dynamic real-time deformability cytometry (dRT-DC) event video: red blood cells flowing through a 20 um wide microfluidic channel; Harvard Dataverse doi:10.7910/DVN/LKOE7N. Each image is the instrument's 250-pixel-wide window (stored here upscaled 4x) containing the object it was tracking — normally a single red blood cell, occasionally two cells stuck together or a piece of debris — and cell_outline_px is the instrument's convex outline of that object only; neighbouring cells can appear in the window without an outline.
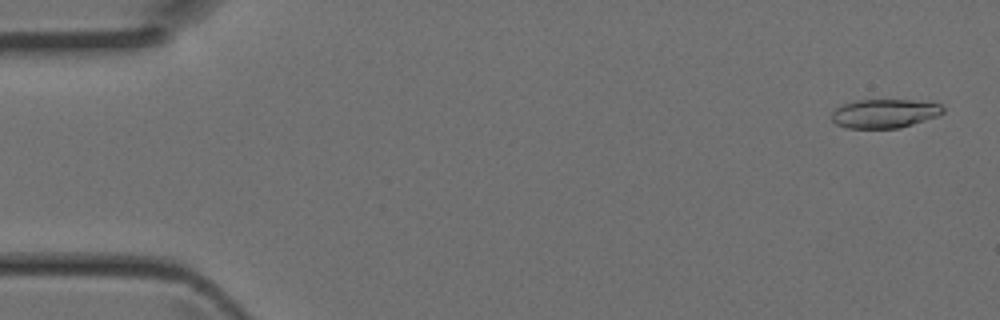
{"species": "Egyptian fruit bat (a non-hibernating species)", "species_latin": "Rousettus aegyptiacus", "temperature_condition": "room temperature", "stored_images_in_passage": 42, "camera_frame_rate_fps": 3000, "um_per_image_px": 0.085, "animal": {"sex": "female"}, "frame": {"image": 1, "passage_image": 2, "time_ms": 0.333, "image_size_px": [1000, 320], "cell_outline_px": [[944, 112], [936, 116], [900, 128], [844, 128], [836, 124], [832, 120], [832, 112], [836, 108], [844, 104], [856, 100], [912, 100], [940, 104], [944, 108]], "centroid_in_image_um": [75.16, 9.65], "position_along_channel_um": 9.8, "area_um2": 18.61}}
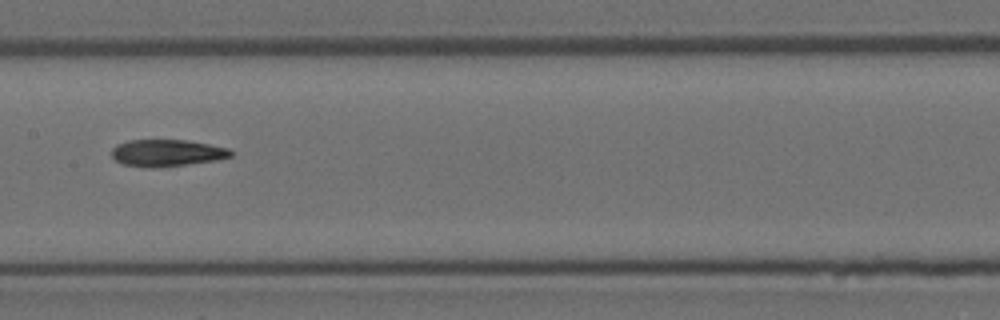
{"frame": {"image": 2, "passage_image": 22, "time_ms": 7.0, "image_size_px": [1000, 320], "cell_outline_px": [[232, 156], [216, 160], [188, 164], [152, 168], [124, 164], [116, 160], [112, 156], [112, 148], [116, 144], [128, 140], [184, 140], [208, 144], [228, 148], [232, 152]], "centroid_in_image_um": [14.17, 12.99], "position_along_channel_um": 193.2, "area_um2": 18.5}}
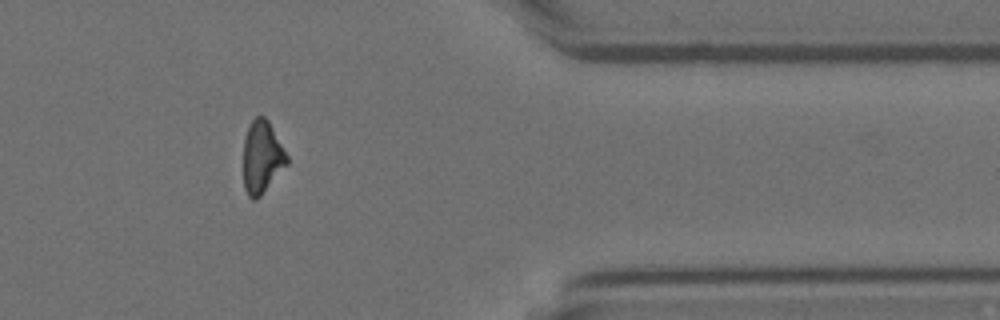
{"frame": {"image": 3, "passage_image": 36, "time_ms": 11.667, "image_size_px": [1000, 320], "cell_outline_px": [[288, 164], [260, 196], [256, 200], [252, 200], [248, 196], [244, 188], [244, 140], [248, 128], [252, 120], [256, 116], [264, 116], [268, 120], [288, 156]], "centroid_in_image_um": [22.27, 13.37], "position_along_channel_um": 389.1, "area_um2": 18.26}}